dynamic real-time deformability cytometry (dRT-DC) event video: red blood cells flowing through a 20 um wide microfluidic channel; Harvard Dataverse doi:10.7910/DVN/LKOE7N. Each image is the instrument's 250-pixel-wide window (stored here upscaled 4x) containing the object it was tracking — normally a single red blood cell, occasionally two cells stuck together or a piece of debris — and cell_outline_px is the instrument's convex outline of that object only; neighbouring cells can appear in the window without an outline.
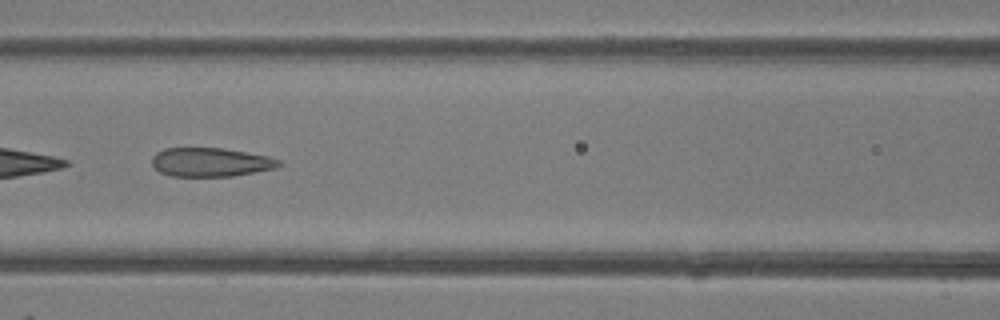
{"species": "common noctule bat (a hibernating species)", "species_latin": "Nyctalus noctula", "temperature_condition": "room temperature", "stored_images_in_passage": 5, "camera_frame_rate_fps": 3000, "um_per_image_px": 0.085, "animal": {"sex": "female"}, "frame": {"image": 1, "passage_image": 5, "time_ms": 5.333, "image_size_px": [1000, 320], "cell_outline_px": [[284, 164], [276, 168], [232, 176], [172, 176], [160, 172], [152, 164], [152, 156], [156, 152], [164, 148], [224, 148], [268, 156], [280, 160]], "centroid_in_image_um": [17.92, 13.78], "position_along_channel_um": 148.7, "area_um2": 21.39}}